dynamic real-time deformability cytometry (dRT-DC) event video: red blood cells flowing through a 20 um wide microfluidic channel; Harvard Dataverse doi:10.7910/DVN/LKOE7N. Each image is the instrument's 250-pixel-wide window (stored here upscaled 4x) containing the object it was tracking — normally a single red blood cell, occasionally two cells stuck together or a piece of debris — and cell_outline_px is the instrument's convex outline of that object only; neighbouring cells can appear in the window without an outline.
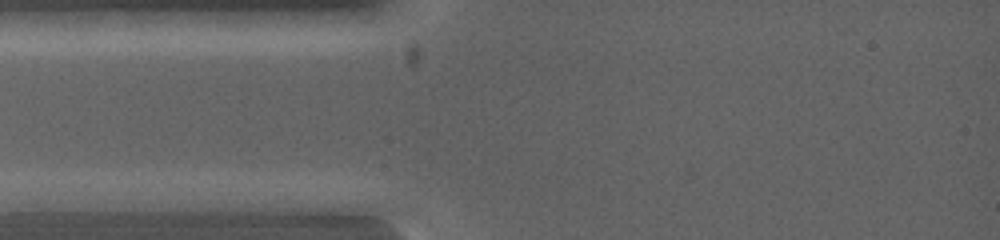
{"species": "common noctule bat (a hibernating species)", "species_latin": "Nyctalus noctula", "temperature_condition": "warm", "stored_images_in_passage": 3, "camera_frame_rate_fps": 5000, "um_per_image_px": 0.085, "animal": {"sex": "female", "body_mass_g": 19.0, "forearm_length_mm": 53.3}, "frame": {"image": 1, "passage_image": 2, "time_ms": 0.4, "image_size_px": [1000, 240], "cell_outline_px": [[124, 200], [60, 212], [20, 212], [16, 200], [64, 192], [80, 192]], "centroid_in_image_um": [5.28, 17.19], "position_along_channel_um": 79.7, "area_um2": 10.0}}